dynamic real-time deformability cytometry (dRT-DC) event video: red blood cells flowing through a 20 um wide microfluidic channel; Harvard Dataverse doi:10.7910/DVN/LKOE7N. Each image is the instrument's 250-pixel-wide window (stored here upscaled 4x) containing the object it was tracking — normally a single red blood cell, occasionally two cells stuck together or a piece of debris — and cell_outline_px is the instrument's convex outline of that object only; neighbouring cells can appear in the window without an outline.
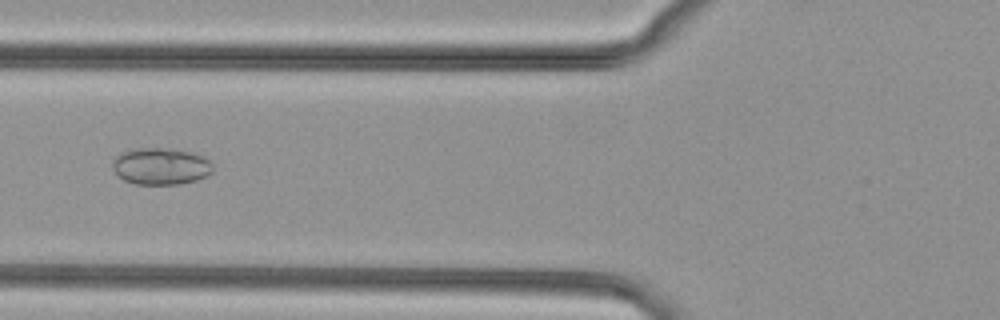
{"species": "common noctule bat (a hibernating species)", "species_latin": "Nyctalus noctula", "temperature_condition": "cold", "stored_images_in_passage": 7, "camera_frame_rate_fps": 3000, "um_per_image_px": 0.085, "animal": {"sex": "female", "body_mass_g": 29.2, "forearm_length_mm": 56.3}, "frame": {"image": 1, "passage_image": 7, "time_ms": 7.0, "image_size_px": [1000, 320], "cell_outline_px": [[212, 172], [208, 176], [196, 180], [180, 184], [136, 184], [124, 180], [116, 176], [112, 168], [112, 160], [120, 152], [132, 148], [168, 148], [192, 152], [204, 156], [212, 164]], "centroid_in_image_um": [13.63, 14.12], "position_along_channel_um": 112.2, "area_um2": 21.91}}